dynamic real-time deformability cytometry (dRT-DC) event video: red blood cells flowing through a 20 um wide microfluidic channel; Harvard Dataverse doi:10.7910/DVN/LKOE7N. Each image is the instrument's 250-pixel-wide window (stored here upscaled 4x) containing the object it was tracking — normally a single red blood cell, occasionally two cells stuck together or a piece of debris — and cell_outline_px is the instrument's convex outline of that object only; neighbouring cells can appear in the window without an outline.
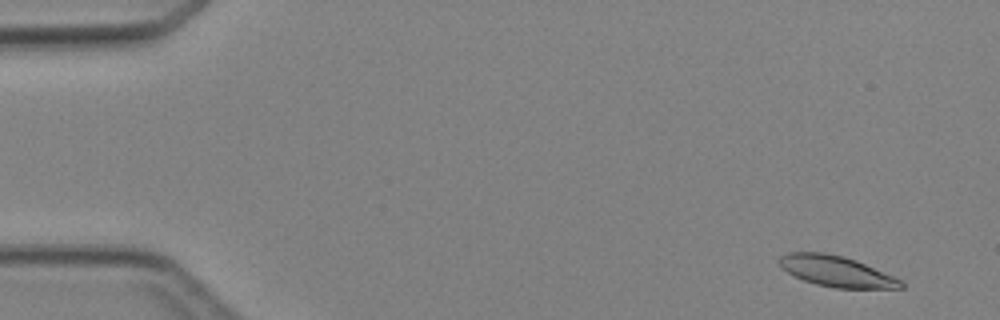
{"species": "Egyptian fruit bat (a non-hibernating species)", "species_latin": "Rousettus aegyptiacus", "temperature_condition": "cold", "stored_images_in_passage": 4, "camera_frame_rate_fps": 3000, "um_per_image_px": 0.085, "animal": {"sex": "female"}, "frame": {"image": 1, "passage_image": 1, "time_ms": 0.0, "image_size_px": [1000, 320], "cell_outline_px": [[904, 288], [836, 288], [816, 284], [804, 280], [788, 272], [780, 264], [780, 256], [788, 252], [824, 252], [844, 256], [856, 260], [892, 276], [900, 280], [904, 284]], "centroid_in_image_um": [71.09, 23.05], "position_along_channel_um": 13.9, "area_um2": 21.44}}
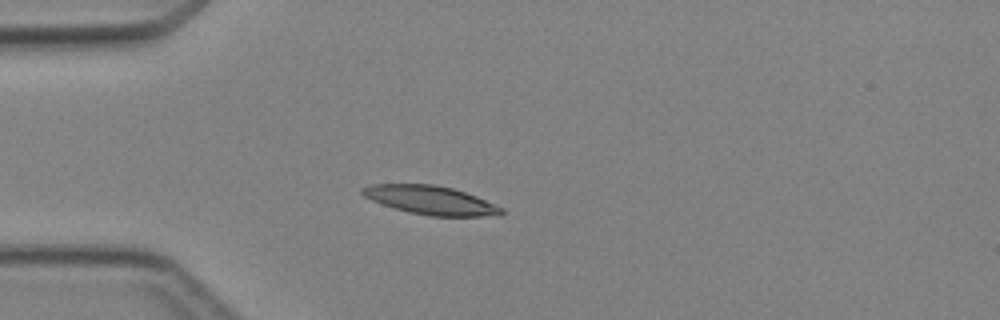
{"frame": {"image": 2, "passage_image": 4, "time_ms": 3.333, "image_size_px": [1000, 320], "cell_outline_px": [[504, 212], [500, 216], [428, 216], [408, 212], [372, 200], [364, 196], [360, 192], [360, 188], [372, 184], [436, 184], [452, 188], [476, 196], [504, 208]], "centroid_in_image_um": [36.63, 17.01], "position_along_channel_um": 48.4, "area_um2": 23.24}}